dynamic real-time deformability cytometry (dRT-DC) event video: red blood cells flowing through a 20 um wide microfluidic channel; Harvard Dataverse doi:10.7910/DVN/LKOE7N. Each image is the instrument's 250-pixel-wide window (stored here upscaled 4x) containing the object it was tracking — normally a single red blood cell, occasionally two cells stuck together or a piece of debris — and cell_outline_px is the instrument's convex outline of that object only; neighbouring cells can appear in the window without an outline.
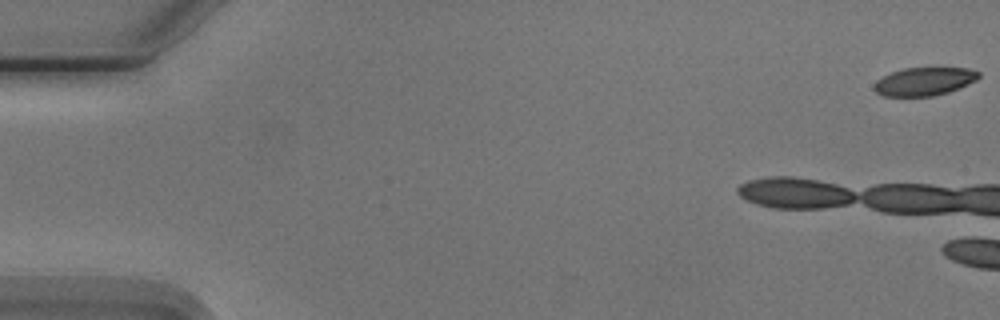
{"species": "Egyptian fruit bat (a non-hibernating species)", "species_latin": "Rousettus aegyptiacus", "temperature_condition": "cold", "stored_images_in_passage": 5, "camera_frame_rate_fps": 3000, "um_per_image_px": 0.085, "animal": {"sex": "male"}, "frame": {"image": 1, "passage_image": 1, "time_ms": 0.0, "image_size_px": [1000, 320], "cell_outline_px": [[980, 76], [976, 80], [968, 84], [948, 92], [932, 96], [884, 96], [876, 92], [872, 88], [876, 80], [892, 72], [904, 68], [968, 68], [980, 72]], "centroid_in_image_um": [78.55, 6.92], "position_along_channel_um": 6.4, "area_um2": 17.11}}